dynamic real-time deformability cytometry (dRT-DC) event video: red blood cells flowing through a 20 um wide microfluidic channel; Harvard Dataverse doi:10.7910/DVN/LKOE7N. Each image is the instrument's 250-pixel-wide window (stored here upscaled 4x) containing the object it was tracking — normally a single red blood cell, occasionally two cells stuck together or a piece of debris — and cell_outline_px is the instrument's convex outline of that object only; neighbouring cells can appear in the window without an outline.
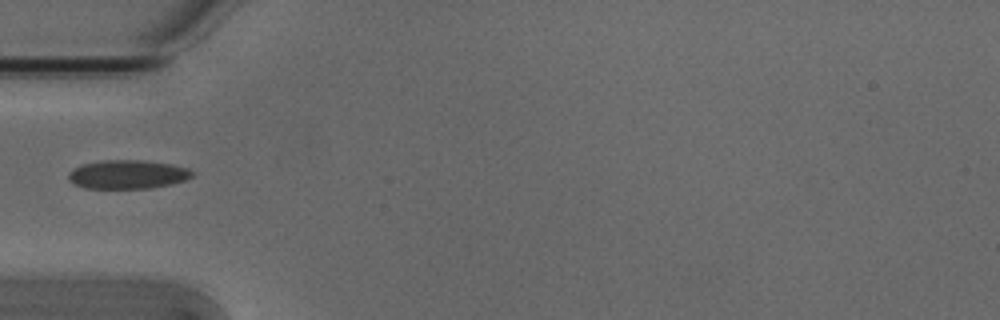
{"species": "Egyptian fruit bat (a non-hibernating species)", "species_latin": "Rousettus aegyptiacus", "temperature_condition": "cold", "stored_images_in_passage": 37, "camera_frame_rate_fps": 3000, "um_per_image_px": 0.085, "animal": {"sex": "male"}, "frame": {"image": 1, "passage_image": 1, "time_ms": 0.0, "image_size_px": [1000, 320], "cell_outline_px": [[196, 172], [192, 176], [184, 180], [172, 184], [152, 188], [84, 188], [72, 184], [68, 180], [68, 172], [72, 168], [80, 164], [100, 160], [144, 160], [172, 164], [188, 168]], "centroid_in_image_um": [10.81, 14.82], "position_along_channel_um": 74.2, "area_um2": 21.15}}
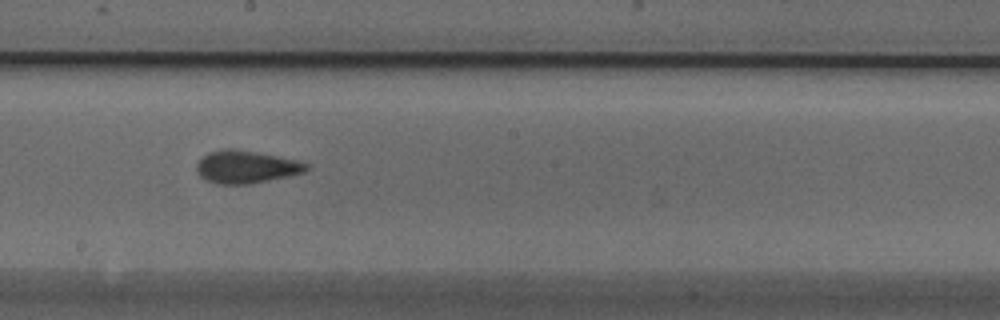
{"frame": {"image": 2, "passage_image": 13, "time_ms": 4.0, "image_size_px": [1000, 320], "cell_outline_px": [[308, 168], [304, 172], [288, 176], [248, 184], [216, 184], [204, 180], [196, 172], [196, 164], [208, 152], [220, 148], [232, 148], [276, 156], [296, 160], [308, 164]], "centroid_in_image_um": [20.85, 14.19], "position_along_channel_um": 227.3, "area_um2": 20.81}}
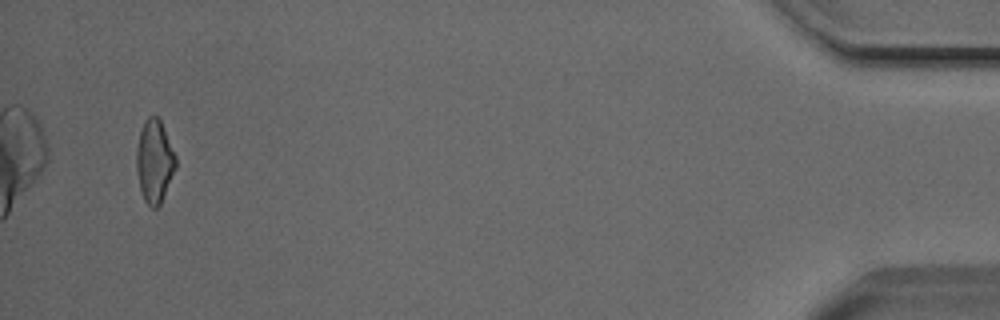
{"frame": {"image": 3, "passage_image": 35, "time_ms": 11.333, "image_size_px": [1000, 320], "cell_outline_px": [[176, 168], [160, 204], [156, 208], [152, 208], [144, 200], [140, 188], [136, 168], [136, 148], [140, 132], [144, 120], [148, 116], [156, 116], [160, 120], [176, 156]], "centroid_in_image_um": [13.12, 13.7], "position_along_channel_um": 422.1, "area_um2": 18.84}}